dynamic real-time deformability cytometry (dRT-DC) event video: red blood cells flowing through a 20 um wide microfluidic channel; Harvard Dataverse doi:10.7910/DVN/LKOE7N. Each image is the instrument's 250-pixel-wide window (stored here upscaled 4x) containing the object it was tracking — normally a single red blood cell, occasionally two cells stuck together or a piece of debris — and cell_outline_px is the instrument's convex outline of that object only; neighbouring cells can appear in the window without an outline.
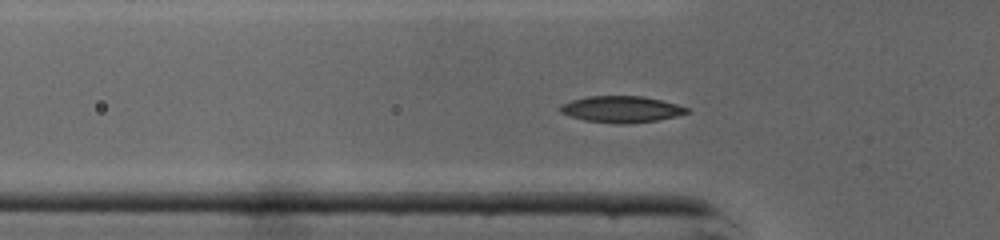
{"species": "common noctule bat (a hibernating species)", "species_latin": "Nyctalus noctula", "temperature_condition": "cold", "stored_images_in_passage": 35, "camera_frame_rate_fps": 3000, "um_per_image_px": 0.085, "animal": {"sex": "male", "body_mass_g": 19.0, "forearm_length_mm": 50.8}, "frame": {"image": 1, "passage_image": 3, "time_ms": 0.667, "image_size_px": [1000, 240], "cell_outline_px": [[692, 112], [676, 116], [656, 120], [628, 124], [616, 124], [584, 120], [560, 112], [560, 104], [584, 96], [644, 96], [676, 104], [688, 108]], "centroid_in_image_um": [52.82, 9.28], "position_along_channel_um": 73.0, "area_um2": 19.54}}
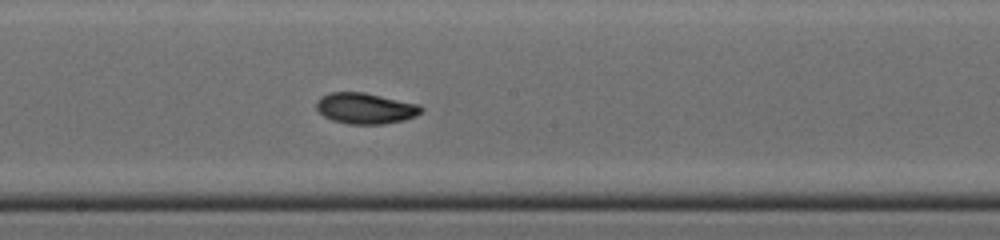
{"frame": {"image": 2, "passage_image": 13, "time_ms": 4.0, "image_size_px": [1000, 240], "cell_outline_px": [[424, 108], [416, 116], [404, 120], [384, 124], [348, 124], [332, 120], [324, 116], [316, 108], [316, 100], [320, 96], [332, 92], [364, 92], [420, 104]], "centroid_in_image_um": [31.06, 9.2], "position_along_channel_um": 217.1, "area_um2": 19.02}}
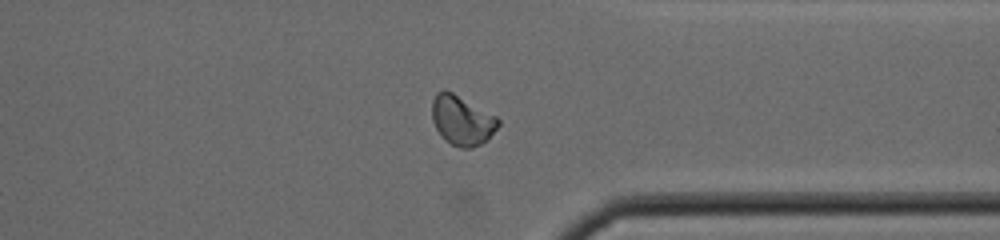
{"frame": {"image": 3, "passage_image": 24, "time_ms": 7.667, "image_size_px": [1000, 240], "cell_outline_px": [[500, 124], [488, 140], [472, 148], [460, 148], [444, 140], [440, 136], [432, 120], [432, 100], [436, 92], [444, 88], [452, 92], [496, 116], [500, 120]], "centroid_in_image_um": [39.25, 10.23], "position_along_channel_um": 372.2, "area_um2": 19.31}, "authors_computed_cell_mechanics": {"area_um2": 19.0162, "velocity_mm_per_s": 4.3346, "shape_relaxation_time_tau1_ms": 2.2457, "shape_relaxation_time_tau2_ms": 2.4196, "deformation_change_tau1": 0.1222, "deformation_change_tau2": 0.0492}}